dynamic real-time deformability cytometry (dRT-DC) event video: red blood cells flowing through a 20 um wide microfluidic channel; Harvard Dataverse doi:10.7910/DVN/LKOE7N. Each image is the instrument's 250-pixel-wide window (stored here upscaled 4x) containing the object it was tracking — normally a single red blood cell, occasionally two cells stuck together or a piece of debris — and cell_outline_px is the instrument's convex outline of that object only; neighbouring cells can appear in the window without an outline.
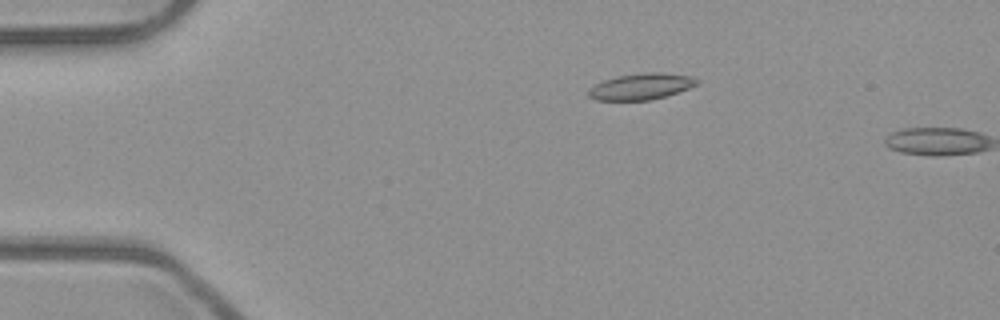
{"species": "common noctule bat (a hibernating species)", "species_latin": "Nyctalus noctula", "temperature_condition": "room temperature", "stored_images_in_passage": 5, "camera_frame_rate_fps": 3000, "um_per_image_px": 0.085, "animal": {"sex": "male", "body_mass_g": 23.1, "forearm_length_mm": 52.7}, "frame": {"image": 1, "passage_image": 4, "time_ms": 1.0, "image_size_px": [1000, 320], "cell_outline_px": [[700, 84], [664, 96], [648, 100], [596, 100], [588, 96], [588, 88], [604, 80], [616, 76], [644, 72], [660, 72], [692, 76], [700, 80]], "centroid_in_image_um": [54.5, 7.34], "position_along_channel_um": 30.5, "area_um2": 16.59}}